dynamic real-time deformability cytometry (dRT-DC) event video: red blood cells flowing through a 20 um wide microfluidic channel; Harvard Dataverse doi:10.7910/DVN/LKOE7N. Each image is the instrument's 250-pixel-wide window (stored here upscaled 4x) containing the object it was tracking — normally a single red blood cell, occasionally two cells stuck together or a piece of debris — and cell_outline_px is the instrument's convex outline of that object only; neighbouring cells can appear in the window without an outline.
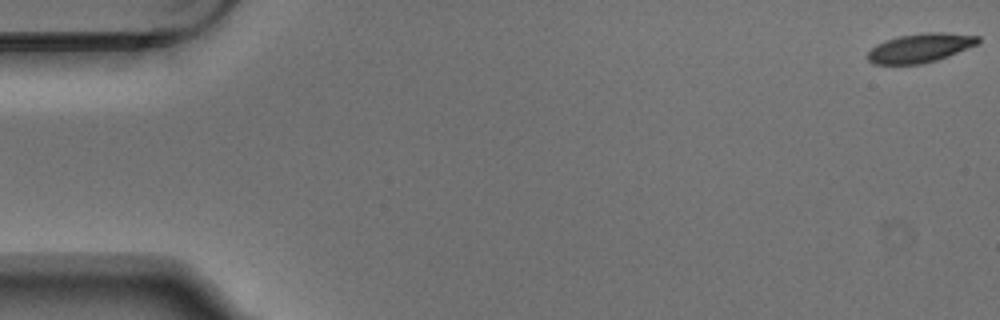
{"species": "Egyptian fruit bat (a non-hibernating species)", "species_latin": "Rousettus aegyptiacus", "temperature_condition": "warm", "stored_images_in_passage": 5, "camera_frame_rate_fps": 3000, "um_per_image_px": 0.085, "animal": {"sex": "male"}, "frame": {"image": 1, "passage_image": 1, "time_ms": 0.0, "image_size_px": [1000, 320], "cell_outline_px": [[980, 44], [948, 56], [936, 60], [920, 64], [872, 64], [868, 60], [868, 52], [876, 44], [884, 40], [900, 36], [924, 32], [944, 32], [980, 36]], "centroid_in_image_um": [78.24, 4.06], "position_along_channel_um": 6.8, "area_um2": 18.79}}
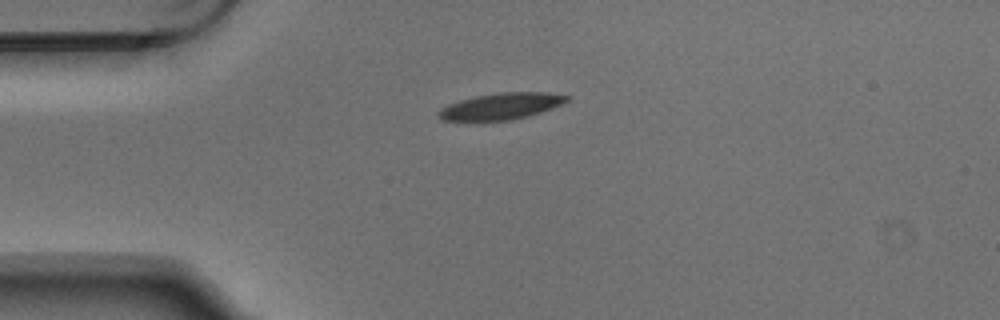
{"frame": {"image": 2, "passage_image": 4, "time_ms": 1.0, "image_size_px": [1000, 320], "cell_outline_px": [[572, 96], [568, 100], [552, 108], [528, 116], [512, 120], [444, 120], [440, 116], [440, 108], [448, 104], [460, 100], [476, 96], [500, 92], [548, 92]], "centroid_in_image_um": [42.65, 9.01], "position_along_channel_um": 42.3, "area_um2": 19.48}}